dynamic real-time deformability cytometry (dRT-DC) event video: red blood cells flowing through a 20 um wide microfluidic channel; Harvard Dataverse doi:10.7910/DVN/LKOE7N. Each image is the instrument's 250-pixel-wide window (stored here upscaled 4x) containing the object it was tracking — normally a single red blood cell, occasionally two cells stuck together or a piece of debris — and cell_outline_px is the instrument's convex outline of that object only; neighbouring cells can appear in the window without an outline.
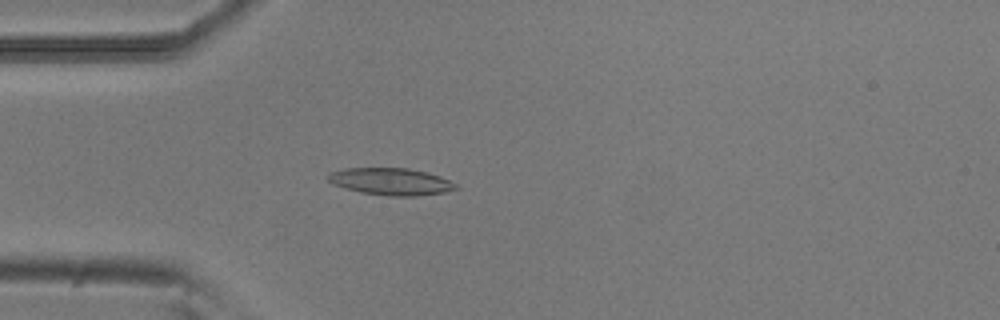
{"species": "common noctule bat (a hibernating species)", "species_latin": "Nyctalus noctula", "temperature_condition": "room temperature", "stored_images_in_passage": 42, "camera_frame_rate_fps": 3000, "um_per_image_px": 0.085, "animal": {"sex": "male", "body_mass_g": 20.5, "forearm_length_mm": 52.5}, "frame": {"image": 1, "passage_image": 4, "time_ms": 1.0, "image_size_px": [1000, 320], "cell_outline_px": [[460, 188], [444, 192], [416, 196], [388, 196], [360, 192], [332, 184], [324, 176], [328, 172], [344, 168], [408, 168], [428, 172], [440, 176], [456, 184]], "centroid_in_image_um": [33.19, 15.42], "position_along_channel_um": 51.8, "area_um2": 20.35}}
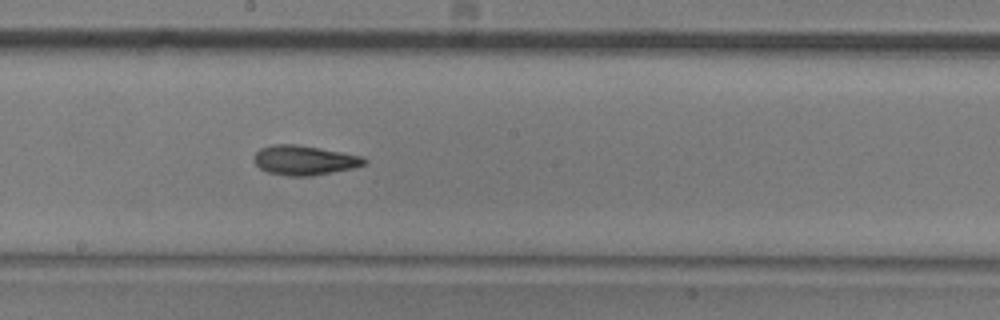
{"frame": {"image": 2, "passage_image": 18, "time_ms": 5.667, "image_size_px": [1000, 320], "cell_outline_px": [[368, 164], [352, 168], [312, 176], [288, 176], [268, 172], [260, 168], [252, 160], [256, 152], [260, 148], [272, 144], [296, 144], [320, 148], [364, 156], [368, 160]], "centroid_in_image_um": [25.88, 13.61], "position_along_channel_um": 222.3, "area_um2": 19.19}}
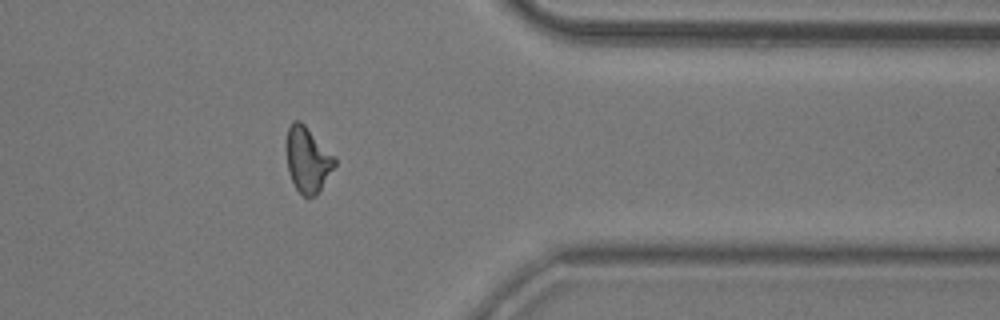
{"frame": {"image": 3, "passage_image": 32, "time_ms": 10.333, "image_size_px": [1000, 320], "cell_outline_px": [[336, 164], [320, 188], [308, 200], [296, 188], [288, 172], [288, 128], [292, 120], [300, 120], [304, 124], [336, 160]], "centroid_in_image_um": [26.13, 13.58], "position_along_channel_um": 385.3, "area_um2": 17.51}, "authors_computed_cell_mechanics": {"area_um2": 18.2648, "velocity_mm_per_s": 3.8019, "shape_relaxation_time_tau1_ms": 8.0599, "shape_relaxation_time_tau2_ms": 4.4246, "deformation_change_tau1": 0.2079, "deformation_change_tau2": 0.1306}}